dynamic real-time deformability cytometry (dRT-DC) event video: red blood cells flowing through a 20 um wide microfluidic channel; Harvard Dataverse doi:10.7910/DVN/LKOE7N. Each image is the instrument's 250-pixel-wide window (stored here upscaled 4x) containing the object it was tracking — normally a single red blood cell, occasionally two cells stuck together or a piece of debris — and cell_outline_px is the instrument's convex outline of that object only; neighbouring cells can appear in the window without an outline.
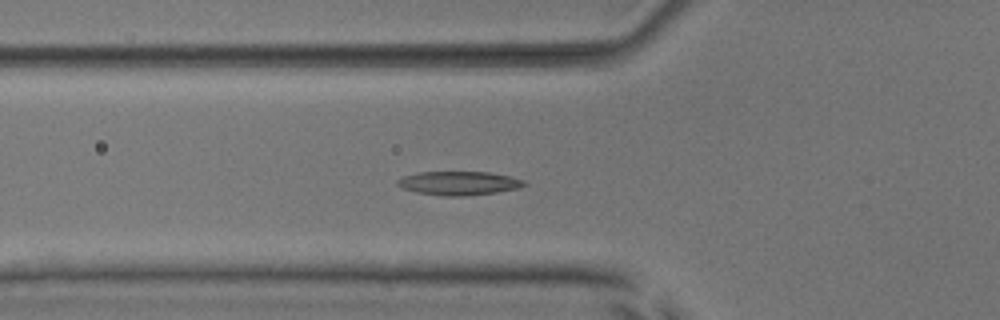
{"species": "common noctule bat (a hibernating species)", "species_latin": "Nyctalus noctula", "temperature_condition": "room temperature", "stored_images_in_passage": 23, "camera_frame_rate_fps": 3000, "um_per_image_px": 0.085, "animal": {"sex": "male", "body_mass_g": 17.9, "forearm_length_mm": 54.2}, "frame": {"image": 1, "passage_image": 6, "time_ms": 1.667, "image_size_px": [1000, 320], "cell_outline_px": [[528, 184], [520, 188], [496, 192], [464, 196], [444, 196], [416, 192], [400, 188], [396, 184], [396, 180], [404, 176], [420, 172], [488, 172], [512, 176], [524, 180]], "centroid_in_image_um": [39.01, 15.57], "position_along_channel_um": 86.8, "area_um2": 17.69}}
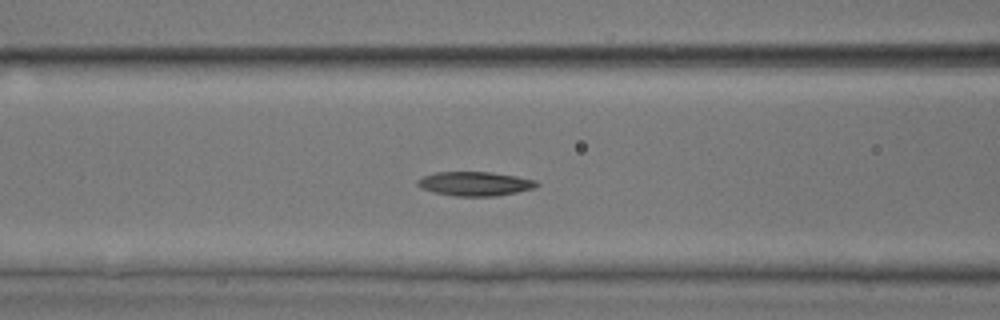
{"frame": {"image": 2, "passage_image": 9, "time_ms": 2.667, "image_size_px": [1000, 320], "cell_outline_px": [[540, 184], [536, 188], [496, 196], [456, 196], [432, 192], [420, 188], [416, 184], [416, 180], [424, 176], [436, 172], [492, 172], [516, 176], [536, 180]], "centroid_in_image_um": [40.37, 15.62], "position_along_channel_um": 126.2, "area_um2": 16.88}}